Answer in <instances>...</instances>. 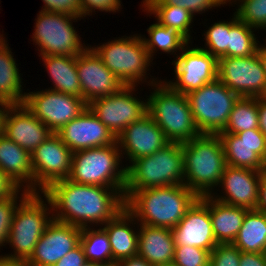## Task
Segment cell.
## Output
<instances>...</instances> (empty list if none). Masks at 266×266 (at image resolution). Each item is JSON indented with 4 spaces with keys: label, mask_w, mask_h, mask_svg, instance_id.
Masks as SVG:
<instances>
[{
    "label": "cell",
    "mask_w": 266,
    "mask_h": 266,
    "mask_svg": "<svg viewBox=\"0 0 266 266\" xmlns=\"http://www.w3.org/2000/svg\"><path fill=\"white\" fill-rule=\"evenodd\" d=\"M124 190L64 179L53 183L43 194L52 204L53 219L85 228L102 227L124 209Z\"/></svg>",
    "instance_id": "1"
},
{
    "label": "cell",
    "mask_w": 266,
    "mask_h": 266,
    "mask_svg": "<svg viewBox=\"0 0 266 266\" xmlns=\"http://www.w3.org/2000/svg\"><path fill=\"white\" fill-rule=\"evenodd\" d=\"M124 199L139 224L172 230L199 197L182 184L124 191Z\"/></svg>",
    "instance_id": "2"
},
{
    "label": "cell",
    "mask_w": 266,
    "mask_h": 266,
    "mask_svg": "<svg viewBox=\"0 0 266 266\" xmlns=\"http://www.w3.org/2000/svg\"><path fill=\"white\" fill-rule=\"evenodd\" d=\"M184 185L199 198L217 190L226 167L224 147L218 134H200L182 143Z\"/></svg>",
    "instance_id": "3"
},
{
    "label": "cell",
    "mask_w": 266,
    "mask_h": 266,
    "mask_svg": "<svg viewBox=\"0 0 266 266\" xmlns=\"http://www.w3.org/2000/svg\"><path fill=\"white\" fill-rule=\"evenodd\" d=\"M150 87L153 90L146 97L147 113L169 142L185 143L201 134L186 95L173 90L161 79Z\"/></svg>",
    "instance_id": "4"
},
{
    "label": "cell",
    "mask_w": 266,
    "mask_h": 266,
    "mask_svg": "<svg viewBox=\"0 0 266 266\" xmlns=\"http://www.w3.org/2000/svg\"><path fill=\"white\" fill-rule=\"evenodd\" d=\"M126 167L124 191L184 184L182 143L169 142L153 155L133 160Z\"/></svg>",
    "instance_id": "5"
},
{
    "label": "cell",
    "mask_w": 266,
    "mask_h": 266,
    "mask_svg": "<svg viewBox=\"0 0 266 266\" xmlns=\"http://www.w3.org/2000/svg\"><path fill=\"white\" fill-rule=\"evenodd\" d=\"M89 46L102 59L106 68L125 86H138L144 82L148 83L147 86H151L160 81L157 78L149 79L147 76L153 60L149 56L141 34L118 37L100 46ZM146 79H149V82Z\"/></svg>",
    "instance_id": "6"
},
{
    "label": "cell",
    "mask_w": 266,
    "mask_h": 266,
    "mask_svg": "<svg viewBox=\"0 0 266 266\" xmlns=\"http://www.w3.org/2000/svg\"><path fill=\"white\" fill-rule=\"evenodd\" d=\"M116 142L104 147L72 153L71 171L67 179L74 183L109 188H125L126 167Z\"/></svg>",
    "instance_id": "7"
},
{
    "label": "cell",
    "mask_w": 266,
    "mask_h": 266,
    "mask_svg": "<svg viewBox=\"0 0 266 266\" xmlns=\"http://www.w3.org/2000/svg\"><path fill=\"white\" fill-rule=\"evenodd\" d=\"M52 220L50 200L41 192L31 193L15 211L7 242L13 252L4 256L28 260Z\"/></svg>",
    "instance_id": "8"
},
{
    "label": "cell",
    "mask_w": 266,
    "mask_h": 266,
    "mask_svg": "<svg viewBox=\"0 0 266 266\" xmlns=\"http://www.w3.org/2000/svg\"><path fill=\"white\" fill-rule=\"evenodd\" d=\"M196 126L201 134H219L240 98L219 79L186 95Z\"/></svg>",
    "instance_id": "9"
},
{
    "label": "cell",
    "mask_w": 266,
    "mask_h": 266,
    "mask_svg": "<svg viewBox=\"0 0 266 266\" xmlns=\"http://www.w3.org/2000/svg\"><path fill=\"white\" fill-rule=\"evenodd\" d=\"M82 17L57 12L39 11L34 23L32 42L37 45L39 56H77L87 47L74 29L73 22Z\"/></svg>",
    "instance_id": "10"
},
{
    "label": "cell",
    "mask_w": 266,
    "mask_h": 266,
    "mask_svg": "<svg viewBox=\"0 0 266 266\" xmlns=\"http://www.w3.org/2000/svg\"><path fill=\"white\" fill-rule=\"evenodd\" d=\"M138 86H123L115 94L92 100L88 108L117 138L123 130L147 113V99L135 94ZM134 94V95H133ZM145 101V102H144Z\"/></svg>",
    "instance_id": "11"
},
{
    "label": "cell",
    "mask_w": 266,
    "mask_h": 266,
    "mask_svg": "<svg viewBox=\"0 0 266 266\" xmlns=\"http://www.w3.org/2000/svg\"><path fill=\"white\" fill-rule=\"evenodd\" d=\"M24 105L53 133L84 112L88 104L77 96L51 89L26 93Z\"/></svg>",
    "instance_id": "12"
},
{
    "label": "cell",
    "mask_w": 266,
    "mask_h": 266,
    "mask_svg": "<svg viewBox=\"0 0 266 266\" xmlns=\"http://www.w3.org/2000/svg\"><path fill=\"white\" fill-rule=\"evenodd\" d=\"M171 64L176 80L163 81L184 95L218 79V59L198 45L190 48L188 44Z\"/></svg>",
    "instance_id": "13"
},
{
    "label": "cell",
    "mask_w": 266,
    "mask_h": 266,
    "mask_svg": "<svg viewBox=\"0 0 266 266\" xmlns=\"http://www.w3.org/2000/svg\"><path fill=\"white\" fill-rule=\"evenodd\" d=\"M72 153L56 133L32 152L33 193H43L53 183L69 177Z\"/></svg>",
    "instance_id": "14"
},
{
    "label": "cell",
    "mask_w": 266,
    "mask_h": 266,
    "mask_svg": "<svg viewBox=\"0 0 266 266\" xmlns=\"http://www.w3.org/2000/svg\"><path fill=\"white\" fill-rule=\"evenodd\" d=\"M218 79L240 97H262L266 73L257 53L247 57H220Z\"/></svg>",
    "instance_id": "15"
},
{
    "label": "cell",
    "mask_w": 266,
    "mask_h": 266,
    "mask_svg": "<svg viewBox=\"0 0 266 266\" xmlns=\"http://www.w3.org/2000/svg\"><path fill=\"white\" fill-rule=\"evenodd\" d=\"M76 66L82 98L87 104L92 100L115 94L124 86L90 46L76 56Z\"/></svg>",
    "instance_id": "16"
},
{
    "label": "cell",
    "mask_w": 266,
    "mask_h": 266,
    "mask_svg": "<svg viewBox=\"0 0 266 266\" xmlns=\"http://www.w3.org/2000/svg\"><path fill=\"white\" fill-rule=\"evenodd\" d=\"M263 173L264 171L226 165L218 185V188H222L223 195L221 192V195L214 192L211 197L224 204L255 210Z\"/></svg>",
    "instance_id": "17"
},
{
    "label": "cell",
    "mask_w": 266,
    "mask_h": 266,
    "mask_svg": "<svg viewBox=\"0 0 266 266\" xmlns=\"http://www.w3.org/2000/svg\"><path fill=\"white\" fill-rule=\"evenodd\" d=\"M218 135L224 147L226 165L263 171L266 136L259 129Z\"/></svg>",
    "instance_id": "18"
},
{
    "label": "cell",
    "mask_w": 266,
    "mask_h": 266,
    "mask_svg": "<svg viewBox=\"0 0 266 266\" xmlns=\"http://www.w3.org/2000/svg\"><path fill=\"white\" fill-rule=\"evenodd\" d=\"M82 228L53 219L27 260L30 266H53L80 244Z\"/></svg>",
    "instance_id": "19"
},
{
    "label": "cell",
    "mask_w": 266,
    "mask_h": 266,
    "mask_svg": "<svg viewBox=\"0 0 266 266\" xmlns=\"http://www.w3.org/2000/svg\"><path fill=\"white\" fill-rule=\"evenodd\" d=\"M175 246H195L204 250L218 244L209 212V196L200 197L172 229Z\"/></svg>",
    "instance_id": "20"
},
{
    "label": "cell",
    "mask_w": 266,
    "mask_h": 266,
    "mask_svg": "<svg viewBox=\"0 0 266 266\" xmlns=\"http://www.w3.org/2000/svg\"><path fill=\"white\" fill-rule=\"evenodd\" d=\"M56 134L72 152L113 145L117 142L114 134L88 107Z\"/></svg>",
    "instance_id": "21"
},
{
    "label": "cell",
    "mask_w": 266,
    "mask_h": 266,
    "mask_svg": "<svg viewBox=\"0 0 266 266\" xmlns=\"http://www.w3.org/2000/svg\"><path fill=\"white\" fill-rule=\"evenodd\" d=\"M117 143L124 156L131 163L143 156L153 155L163 148L169 141L162 129L154 122L148 113L139 120L128 125L117 137Z\"/></svg>",
    "instance_id": "22"
},
{
    "label": "cell",
    "mask_w": 266,
    "mask_h": 266,
    "mask_svg": "<svg viewBox=\"0 0 266 266\" xmlns=\"http://www.w3.org/2000/svg\"><path fill=\"white\" fill-rule=\"evenodd\" d=\"M52 134L24 104L12 105L9 109L4 135L30 154Z\"/></svg>",
    "instance_id": "23"
},
{
    "label": "cell",
    "mask_w": 266,
    "mask_h": 266,
    "mask_svg": "<svg viewBox=\"0 0 266 266\" xmlns=\"http://www.w3.org/2000/svg\"><path fill=\"white\" fill-rule=\"evenodd\" d=\"M101 228L109 238L113 263H119L124 259L137 255L139 222L126 208L122 209Z\"/></svg>",
    "instance_id": "24"
},
{
    "label": "cell",
    "mask_w": 266,
    "mask_h": 266,
    "mask_svg": "<svg viewBox=\"0 0 266 266\" xmlns=\"http://www.w3.org/2000/svg\"><path fill=\"white\" fill-rule=\"evenodd\" d=\"M138 253L153 266L172 263L175 242L171 229L139 224Z\"/></svg>",
    "instance_id": "25"
},
{
    "label": "cell",
    "mask_w": 266,
    "mask_h": 266,
    "mask_svg": "<svg viewBox=\"0 0 266 266\" xmlns=\"http://www.w3.org/2000/svg\"><path fill=\"white\" fill-rule=\"evenodd\" d=\"M0 169L17 186L33 193L31 154L5 135L0 136Z\"/></svg>",
    "instance_id": "26"
},
{
    "label": "cell",
    "mask_w": 266,
    "mask_h": 266,
    "mask_svg": "<svg viewBox=\"0 0 266 266\" xmlns=\"http://www.w3.org/2000/svg\"><path fill=\"white\" fill-rule=\"evenodd\" d=\"M51 78L53 87L48 89L82 98V89L77 73L76 56H39Z\"/></svg>",
    "instance_id": "27"
},
{
    "label": "cell",
    "mask_w": 266,
    "mask_h": 266,
    "mask_svg": "<svg viewBox=\"0 0 266 266\" xmlns=\"http://www.w3.org/2000/svg\"><path fill=\"white\" fill-rule=\"evenodd\" d=\"M248 209L224 204L209 196V212L217 243H233Z\"/></svg>",
    "instance_id": "28"
},
{
    "label": "cell",
    "mask_w": 266,
    "mask_h": 266,
    "mask_svg": "<svg viewBox=\"0 0 266 266\" xmlns=\"http://www.w3.org/2000/svg\"><path fill=\"white\" fill-rule=\"evenodd\" d=\"M11 50L7 42L0 48V100L22 105L27 92H23V78Z\"/></svg>",
    "instance_id": "29"
},
{
    "label": "cell",
    "mask_w": 266,
    "mask_h": 266,
    "mask_svg": "<svg viewBox=\"0 0 266 266\" xmlns=\"http://www.w3.org/2000/svg\"><path fill=\"white\" fill-rule=\"evenodd\" d=\"M233 244L241 252L266 253V214L248 210Z\"/></svg>",
    "instance_id": "30"
},
{
    "label": "cell",
    "mask_w": 266,
    "mask_h": 266,
    "mask_svg": "<svg viewBox=\"0 0 266 266\" xmlns=\"http://www.w3.org/2000/svg\"><path fill=\"white\" fill-rule=\"evenodd\" d=\"M148 37L141 35L149 56L154 60V53L161 50L165 54L177 57L190 42L171 27L160 25L157 21L147 28ZM177 52V53H176ZM179 52V53H178Z\"/></svg>",
    "instance_id": "31"
},
{
    "label": "cell",
    "mask_w": 266,
    "mask_h": 266,
    "mask_svg": "<svg viewBox=\"0 0 266 266\" xmlns=\"http://www.w3.org/2000/svg\"><path fill=\"white\" fill-rule=\"evenodd\" d=\"M229 21V48L222 57H247L257 53L260 43L255 36L256 29L239 20L236 14ZM255 30V31H254Z\"/></svg>",
    "instance_id": "32"
},
{
    "label": "cell",
    "mask_w": 266,
    "mask_h": 266,
    "mask_svg": "<svg viewBox=\"0 0 266 266\" xmlns=\"http://www.w3.org/2000/svg\"><path fill=\"white\" fill-rule=\"evenodd\" d=\"M142 8L144 12L153 14L160 25L175 29L191 43L190 28L195 15L187 9L173 5H142Z\"/></svg>",
    "instance_id": "33"
},
{
    "label": "cell",
    "mask_w": 266,
    "mask_h": 266,
    "mask_svg": "<svg viewBox=\"0 0 266 266\" xmlns=\"http://www.w3.org/2000/svg\"><path fill=\"white\" fill-rule=\"evenodd\" d=\"M249 129H259L258 97H240L220 133L236 134Z\"/></svg>",
    "instance_id": "34"
},
{
    "label": "cell",
    "mask_w": 266,
    "mask_h": 266,
    "mask_svg": "<svg viewBox=\"0 0 266 266\" xmlns=\"http://www.w3.org/2000/svg\"><path fill=\"white\" fill-rule=\"evenodd\" d=\"M80 244L83 246L86 261L98 262L103 265L113 264V256L107 233L99 227L82 228Z\"/></svg>",
    "instance_id": "35"
},
{
    "label": "cell",
    "mask_w": 266,
    "mask_h": 266,
    "mask_svg": "<svg viewBox=\"0 0 266 266\" xmlns=\"http://www.w3.org/2000/svg\"><path fill=\"white\" fill-rule=\"evenodd\" d=\"M235 3L237 18L249 27L266 30V0H231L229 5Z\"/></svg>",
    "instance_id": "36"
},
{
    "label": "cell",
    "mask_w": 266,
    "mask_h": 266,
    "mask_svg": "<svg viewBox=\"0 0 266 266\" xmlns=\"http://www.w3.org/2000/svg\"><path fill=\"white\" fill-rule=\"evenodd\" d=\"M205 34V35H204ZM205 46L201 49L209 52L212 56L219 59L229 48V22L219 21L208 27L204 33Z\"/></svg>",
    "instance_id": "37"
},
{
    "label": "cell",
    "mask_w": 266,
    "mask_h": 266,
    "mask_svg": "<svg viewBox=\"0 0 266 266\" xmlns=\"http://www.w3.org/2000/svg\"><path fill=\"white\" fill-rule=\"evenodd\" d=\"M30 194L31 192L20 188L14 195L0 200V249L7 245L16 209Z\"/></svg>",
    "instance_id": "38"
},
{
    "label": "cell",
    "mask_w": 266,
    "mask_h": 266,
    "mask_svg": "<svg viewBox=\"0 0 266 266\" xmlns=\"http://www.w3.org/2000/svg\"><path fill=\"white\" fill-rule=\"evenodd\" d=\"M209 250L195 246H175L173 263L177 266H209Z\"/></svg>",
    "instance_id": "39"
},
{
    "label": "cell",
    "mask_w": 266,
    "mask_h": 266,
    "mask_svg": "<svg viewBox=\"0 0 266 266\" xmlns=\"http://www.w3.org/2000/svg\"><path fill=\"white\" fill-rule=\"evenodd\" d=\"M141 3V5H173L182 7L194 15L196 13H205L221 5L224 7L228 2L227 0H143Z\"/></svg>",
    "instance_id": "40"
},
{
    "label": "cell",
    "mask_w": 266,
    "mask_h": 266,
    "mask_svg": "<svg viewBox=\"0 0 266 266\" xmlns=\"http://www.w3.org/2000/svg\"><path fill=\"white\" fill-rule=\"evenodd\" d=\"M240 256L233 243H218L211 251L209 266H239Z\"/></svg>",
    "instance_id": "41"
},
{
    "label": "cell",
    "mask_w": 266,
    "mask_h": 266,
    "mask_svg": "<svg viewBox=\"0 0 266 266\" xmlns=\"http://www.w3.org/2000/svg\"><path fill=\"white\" fill-rule=\"evenodd\" d=\"M81 17L91 16L95 10L116 13L121 8V0H80Z\"/></svg>",
    "instance_id": "42"
},
{
    "label": "cell",
    "mask_w": 266,
    "mask_h": 266,
    "mask_svg": "<svg viewBox=\"0 0 266 266\" xmlns=\"http://www.w3.org/2000/svg\"><path fill=\"white\" fill-rule=\"evenodd\" d=\"M41 11L57 12L81 17L80 0H42Z\"/></svg>",
    "instance_id": "43"
},
{
    "label": "cell",
    "mask_w": 266,
    "mask_h": 266,
    "mask_svg": "<svg viewBox=\"0 0 266 266\" xmlns=\"http://www.w3.org/2000/svg\"><path fill=\"white\" fill-rule=\"evenodd\" d=\"M85 261L86 258L83 246L79 244L73 250L69 251L66 255H64L53 266H82Z\"/></svg>",
    "instance_id": "44"
},
{
    "label": "cell",
    "mask_w": 266,
    "mask_h": 266,
    "mask_svg": "<svg viewBox=\"0 0 266 266\" xmlns=\"http://www.w3.org/2000/svg\"><path fill=\"white\" fill-rule=\"evenodd\" d=\"M19 189L20 187L0 169V200L14 195Z\"/></svg>",
    "instance_id": "45"
},
{
    "label": "cell",
    "mask_w": 266,
    "mask_h": 266,
    "mask_svg": "<svg viewBox=\"0 0 266 266\" xmlns=\"http://www.w3.org/2000/svg\"><path fill=\"white\" fill-rule=\"evenodd\" d=\"M239 266H266V253L241 252Z\"/></svg>",
    "instance_id": "46"
},
{
    "label": "cell",
    "mask_w": 266,
    "mask_h": 266,
    "mask_svg": "<svg viewBox=\"0 0 266 266\" xmlns=\"http://www.w3.org/2000/svg\"><path fill=\"white\" fill-rule=\"evenodd\" d=\"M256 210L266 214V173L262 174L259 184L258 205Z\"/></svg>",
    "instance_id": "47"
},
{
    "label": "cell",
    "mask_w": 266,
    "mask_h": 266,
    "mask_svg": "<svg viewBox=\"0 0 266 266\" xmlns=\"http://www.w3.org/2000/svg\"><path fill=\"white\" fill-rule=\"evenodd\" d=\"M259 130L266 136V100L258 97Z\"/></svg>",
    "instance_id": "48"
},
{
    "label": "cell",
    "mask_w": 266,
    "mask_h": 266,
    "mask_svg": "<svg viewBox=\"0 0 266 266\" xmlns=\"http://www.w3.org/2000/svg\"><path fill=\"white\" fill-rule=\"evenodd\" d=\"M120 266H153L144 258L136 255L127 259H124L118 263Z\"/></svg>",
    "instance_id": "49"
},
{
    "label": "cell",
    "mask_w": 266,
    "mask_h": 266,
    "mask_svg": "<svg viewBox=\"0 0 266 266\" xmlns=\"http://www.w3.org/2000/svg\"><path fill=\"white\" fill-rule=\"evenodd\" d=\"M11 106V103L0 100V136L4 135L5 119Z\"/></svg>",
    "instance_id": "50"
},
{
    "label": "cell",
    "mask_w": 266,
    "mask_h": 266,
    "mask_svg": "<svg viewBox=\"0 0 266 266\" xmlns=\"http://www.w3.org/2000/svg\"><path fill=\"white\" fill-rule=\"evenodd\" d=\"M0 266H30L27 260L9 258L0 254Z\"/></svg>",
    "instance_id": "51"
},
{
    "label": "cell",
    "mask_w": 266,
    "mask_h": 266,
    "mask_svg": "<svg viewBox=\"0 0 266 266\" xmlns=\"http://www.w3.org/2000/svg\"><path fill=\"white\" fill-rule=\"evenodd\" d=\"M257 55L260 59L263 70L266 73V39H265V44L264 43L258 44Z\"/></svg>",
    "instance_id": "52"
},
{
    "label": "cell",
    "mask_w": 266,
    "mask_h": 266,
    "mask_svg": "<svg viewBox=\"0 0 266 266\" xmlns=\"http://www.w3.org/2000/svg\"><path fill=\"white\" fill-rule=\"evenodd\" d=\"M82 266H104L101 263L98 262H92V261H85Z\"/></svg>",
    "instance_id": "53"
},
{
    "label": "cell",
    "mask_w": 266,
    "mask_h": 266,
    "mask_svg": "<svg viewBox=\"0 0 266 266\" xmlns=\"http://www.w3.org/2000/svg\"><path fill=\"white\" fill-rule=\"evenodd\" d=\"M4 37V38H3ZM7 42V39L0 33V48Z\"/></svg>",
    "instance_id": "54"
},
{
    "label": "cell",
    "mask_w": 266,
    "mask_h": 266,
    "mask_svg": "<svg viewBox=\"0 0 266 266\" xmlns=\"http://www.w3.org/2000/svg\"><path fill=\"white\" fill-rule=\"evenodd\" d=\"M156 266H177L173 262L172 263H167V264H162V265H156Z\"/></svg>",
    "instance_id": "55"
},
{
    "label": "cell",
    "mask_w": 266,
    "mask_h": 266,
    "mask_svg": "<svg viewBox=\"0 0 266 266\" xmlns=\"http://www.w3.org/2000/svg\"><path fill=\"white\" fill-rule=\"evenodd\" d=\"M104 266H120L118 263H113V264H110V265H104Z\"/></svg>",
    "instance_id": "56"
},
{
    "label": "cell",
    "mask_w": 266,
    "mask_h": 266,
    "mask_svg": "<svg viewBox=\"0 0 266 266\" xmlns=\"http://www.w3.org/2000/svg\"><path fill=\"white\" fill-rule=\"evenodd\" d=\"M263 171L266 173V158L264 160V169H263Z\"/></svg>",
    "instance_id": "57"
},
{
    "label": "cell",
    "mask_w": 266,
    "mask_h": 266,
    "mask_svg": "<svg viewBox=\"0 0 266 266\" xmlns=\"http://www.w3.org/2000/svg\"><path fill=\"white\" fill-rule=\"evenodd\" d=\"M262 98L266 100V91L265 94L262 96Z\"/></svg>",
    "instance_id": "58"
}]
</instances>
